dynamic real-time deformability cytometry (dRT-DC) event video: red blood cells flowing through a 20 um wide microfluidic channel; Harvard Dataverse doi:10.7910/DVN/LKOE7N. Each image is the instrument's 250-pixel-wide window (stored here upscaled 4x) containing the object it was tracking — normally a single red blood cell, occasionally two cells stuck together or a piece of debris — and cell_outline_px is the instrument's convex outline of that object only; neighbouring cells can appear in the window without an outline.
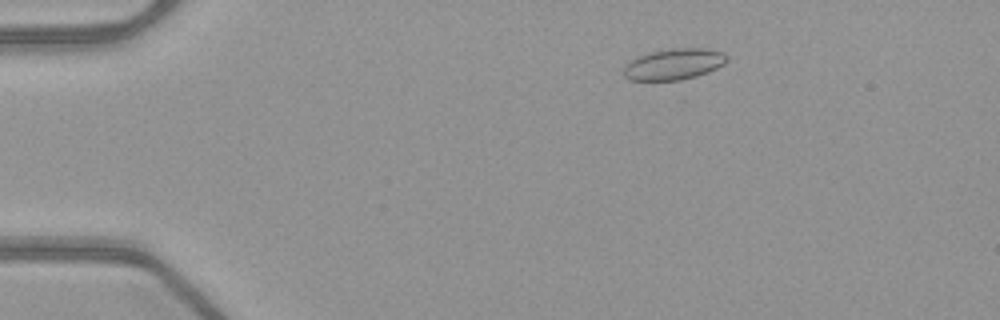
{"species": "common noctule bat (a hibernating species)", "species_latin": "Nyctalus noctula", "temperature_condition": "warm", "stored_images_in_passage": 45, "camera_frame_rate_fps": 3000, "um_per_image_px": 0.085, "animal": {"sex": "female", "body_mass_g": 21.9}, "frame": {"image": 1, "passage_image": 2, "time_ms": 0.333, "image_size_px": [1000, 320], "cell_outline_px": [[728, 60], [724, 64], [708, 72], [696, 76], [680, 80], [628, 80], [624, 76], [624, 68], [632, 60], [640, 56], [652, 52], [672, 48], [708, 48], [724, 52], [728, 56]], "centroid_in_image_um": [57.34, 5.45], "position_along_channel_um": 27.7, "area_um2": 18.61}}
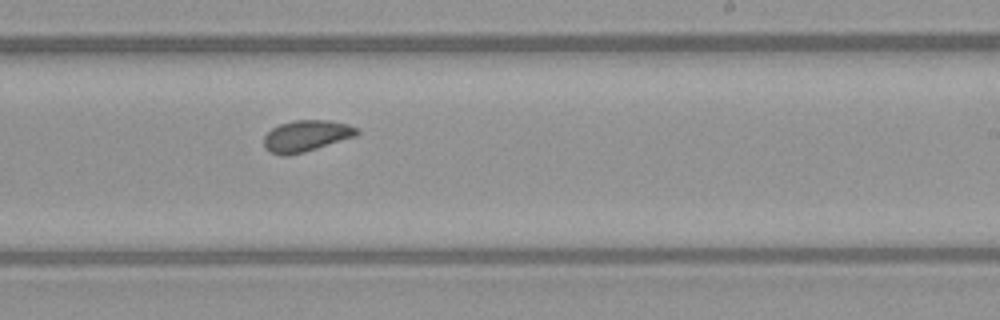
{"frame": {"image": 2, "passage_image": 25, "time_ms": 8.0, "image_size_px": [1000, 320], "cell_outline_px": [[360, 132], [356, 136], [304, 152], [288, 156], [280, 156], [264, 148], [264, 136], [272, 128], [280, 124], [296, 120], [328, 120], [348, 124], [356, 128]], "centroid_in_image_um": [26.02, 11.56], "position_along_channel_um": 263.0, "area_um2": 16.94}}
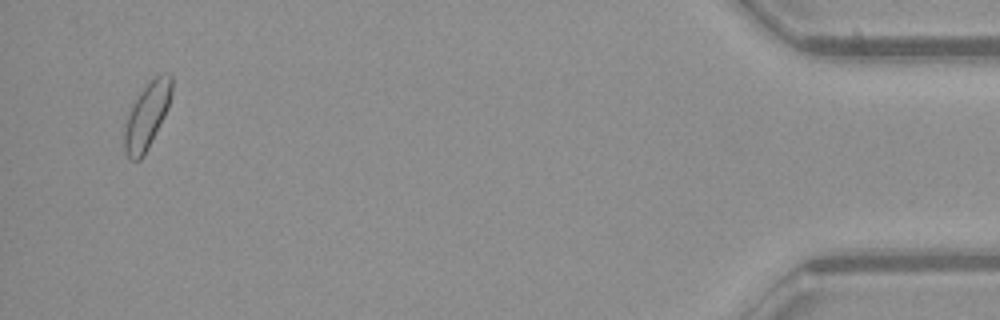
{"frame": {"image": 3, "passage_image": 43, "time_ms": 14.0, "image_size_px": [1000, 320], "cell_outline_px": [[172, 92], [168, 108], [144, 156], [140, 160], [128, 160], [124, 148], [124, 128], [128, 116], [140, 92], [156, 76], [168, 72], [172, 72]], "centroid_in_image_um": [12.5, 9.86], "position_along_channel_um": 422.7, "area_um2": 17.92}, "authors_computed_cell_mechanics": {"area_um2": 17.1666, "velocity_mm_per_s": 4.0092, "shape_relaxation_time_tau1_ms": null, "shape_relaxation_time_tau2_ms": 1.4469, "deformation_change_tau1": null, "deformation_change_tau2": 0.0733}}